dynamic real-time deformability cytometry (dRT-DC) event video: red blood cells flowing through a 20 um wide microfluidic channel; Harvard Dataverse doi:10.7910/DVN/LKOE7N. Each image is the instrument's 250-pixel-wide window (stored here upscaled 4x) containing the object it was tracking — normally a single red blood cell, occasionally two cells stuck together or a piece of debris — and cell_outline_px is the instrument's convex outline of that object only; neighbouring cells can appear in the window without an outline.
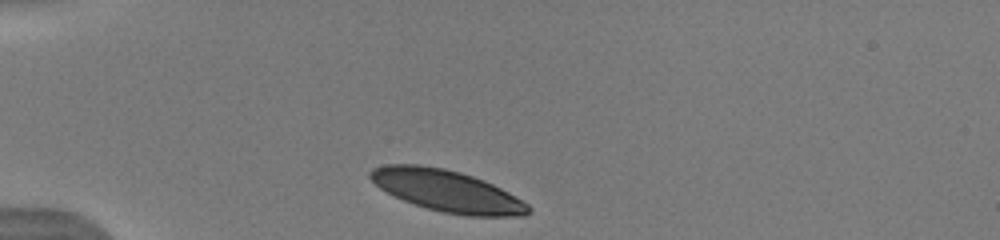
{"species": "human", "species_latin": "Homo sapiens", "temperature_condition": "warm", "stored_images_in_passage": 3, "camera_frame_rate_fps": 3000, "um_per_image_px": 0.085, "donor": {"sex": "male"}, "frame": {"image": 1, "passage_image": 1, "time_ms": 0.0, "image_size_px": [1000, 240], "cell_outline_px": [[532, 212], [524, 216], [468, 216], [444, 212], [428, 208], [404, 200], [380, 188], [368, 176], [368, 172], [372, 168], [384, 164], [420, 164], [444, 168], [460, 172], [484, 180], [508, 192], [528, 204], [532, 208]], "centroid_in_image_um": [38.01, 16.21], "position_along_channel_um": 47.0, "area_um2": 38.21}}